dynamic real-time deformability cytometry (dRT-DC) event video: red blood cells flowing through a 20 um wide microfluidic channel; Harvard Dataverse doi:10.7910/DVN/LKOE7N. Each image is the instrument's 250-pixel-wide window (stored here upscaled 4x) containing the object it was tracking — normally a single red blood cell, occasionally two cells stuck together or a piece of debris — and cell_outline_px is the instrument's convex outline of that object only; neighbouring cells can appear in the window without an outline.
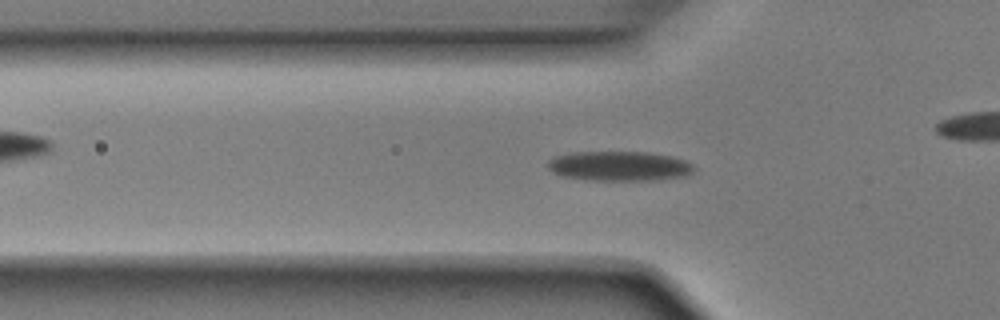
{"species": "Egyptian fruit bat (a non-hibernating species)", "species_latin": "Rousettus aegyptiacus", "temperature_condition": "room temperature", "stored_images_in_passage": 43, "camera_frame_rate_fps": 3000, "um_per_image_px": 0.085, "animal": {"sex": "male"}, "frame": {"image": 1, "passage_image": 7, "time_ms": 2.0, "image_size_px": [1000, 320], "cell_outline_px": [[696, 168], [688, 176], [660, 180], [588, 180], [560, 176], [552, 172], [548, 168], [548, 160], [556, 156], [572, 152], [648, 152], [672, 156], [684, 160], [692, 164]], "centroid_in_image_um": [52.66, 14.12], "position_along_channel_um": 73.1, "area_um2": 25.61}}
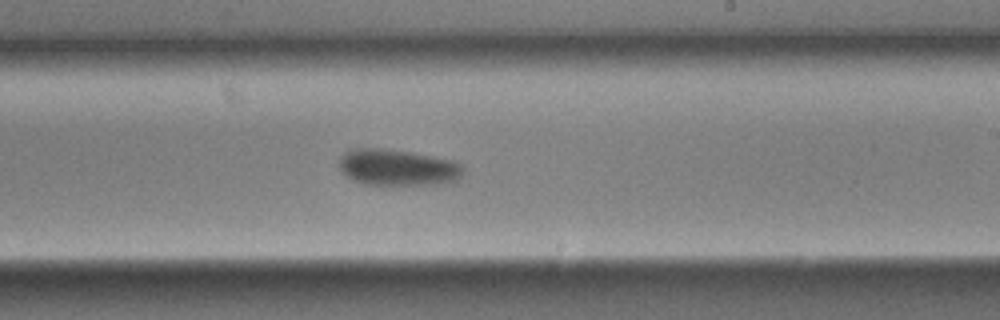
{"frame": {"image": 2, "passage_image": 21, "time_ms": 6.667, "image_size_px": [1000, 320], "cell_outline_px": [[464, 168], [460, 176], [456, 180], [436, 184], [364, 184], [352, 180], [340, 168], [340, 156], [344, 152], [352, 148], [388, 148], [412, 152], [452, 160], [460, 164]], "centroid_in_image_um": [33.77, 14.21], "position_along_channel_um": 255.2, "area_um2": 26.13}}
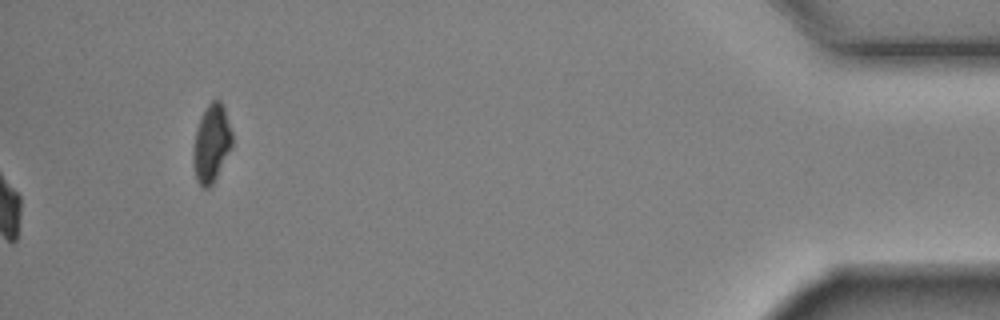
{"frame": {"image": 3, "passage_image": 43, "time_ms": 14.0, "image_size_px": [1000, 320], "cell_outline_px": [[232, 144], [212, 184], [208, 188], [204, 188], [196, 180], [192, 164], [192, 148], [196, 128], [208, 104], [212, 100], [220, 100], [224, 108], [232, 132]], "centroid_in_image_um": [17.94, 12.19], "position_along_channel_um": 417.3, "area_um2": 17.4}, "authors_computed_cell_mechanics": {"area_um2": 25.143, "velocity_mm_per_s": 3.8985, "shape_relaxation_time_tau1_ms": 2.8547, "shape_relaxation_time_tau2_ms": 9.5888, "deformation_change_tau1": 0.116, "deformation_change_tau2": 0.1265}}